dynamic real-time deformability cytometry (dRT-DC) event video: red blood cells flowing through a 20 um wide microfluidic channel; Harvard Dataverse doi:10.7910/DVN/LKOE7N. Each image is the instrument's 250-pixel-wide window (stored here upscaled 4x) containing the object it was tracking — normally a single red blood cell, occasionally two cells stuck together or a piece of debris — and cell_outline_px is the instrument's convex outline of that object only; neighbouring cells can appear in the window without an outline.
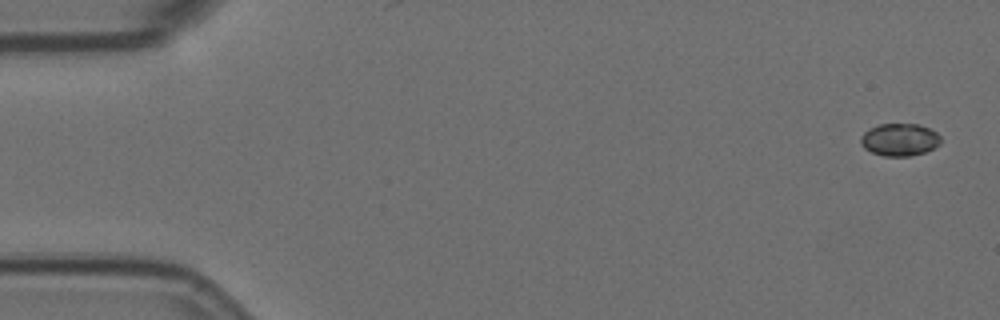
{"species": "Egyptian fruit bat (a non-hibernating species)", "species_latin": "Rousettus aegyptiacus", "temperature_condition": "room temperature", "stored_images_in_passage": 2, "camera_frame_rate_fps": 3000, "um_per_image_px": 0.085, "animal": {"sex": "female"}, "frame": {"image": 1, "passage_image": 1, "time_ms": 0.0, "image_size_px": [1000, 320], "cell_outline_px": [[940, 144], [924, 152], [912, 156], [884, 156], [872, 152], [864, 148], [860, 144], [860, 136], [868, 128], [880, 124], [920, 124], [936, 132], [940, 136]], "centroid_in_image_um": [76.44, 11.87], "position_along_channel_um": 8.6, "area_um2": 15.2}}